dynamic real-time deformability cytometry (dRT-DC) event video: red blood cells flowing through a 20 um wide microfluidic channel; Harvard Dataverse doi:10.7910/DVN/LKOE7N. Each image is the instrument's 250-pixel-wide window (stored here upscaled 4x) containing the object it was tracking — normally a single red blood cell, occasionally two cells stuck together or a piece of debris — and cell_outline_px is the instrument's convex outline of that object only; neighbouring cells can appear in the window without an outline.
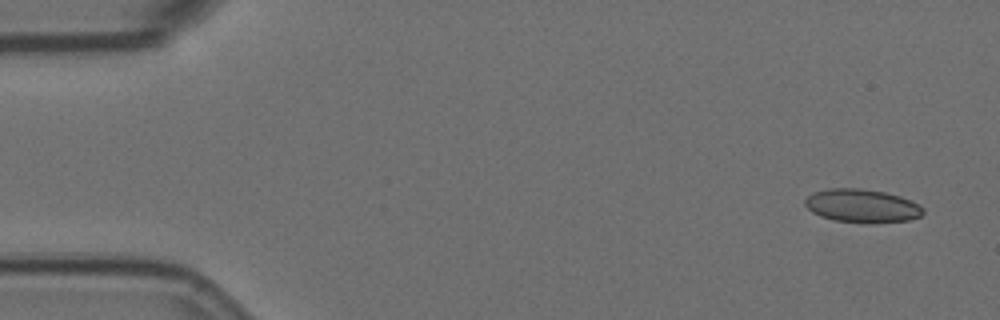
{"species": "Egyptian fruit bat (a non-hibernating species)", "species_latin": "Rousettus aegyptiacus", "temperature_condition": "room temperature", "stored_images_in_passage": 6, "camera_frame_rate_fps": 3000, "um_per_image_px": 0.085, "animal": {"sex": "female"}, "frame": {"image": 1, "passage_image": 1, "time_ms": 0.0, "image_size_px": [1000, 320], "cell_outline_px": [[924, 212], [920, 216], [908, 220], [836, 220], [820, 216], [812, 212], [804, 204], [804, 200], [812, 192], [828, 188], [860, 188], [884, 192], [900, 196], [924, 208]], "centroid_in_image_um": [73.2, 17.43], "position_along_channel_um": 11.8, "area_um2": 21.96}}